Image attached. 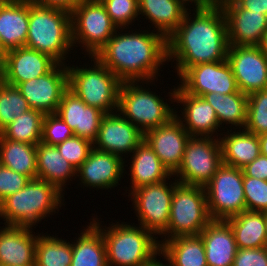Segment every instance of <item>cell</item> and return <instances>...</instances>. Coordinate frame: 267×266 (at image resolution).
I'll return each instance as SVG.
<instances>
[{
	"label": "cell",
	"instance_id": "cell-1",
	"mask_svg": "<svg viewBox=\"0 0 267 266\" xmlns=\"http://www.w3.org/2000/svg\"><path fill=\"white\" fill-rule=\"evenodd\" d=\"M191 11L193 15H190ZM228 48L222 7L191 8L178 28L167 37V62L175 61V72L179 77L188 67L225 61Z\"/></svg>",
	"mask_w": 267,
	"mask_h": 266
},
{
	"label": "cell",
	"instance_id": "cell-2",
	"mask_svg": "<svg viewBox=\"0 0 267 266\" xmlns=\"http://www.w3.org/2000/svg\"><path fill=\"white\" fill-rule=\"evenodd\" d=\"M134 30L117 29L95 56L121 81L158 80L167 63V38L149 28Z\"/></svg>",
	"mask_w": 267,
	"mask_h": 266
},
{
	"label": "cell",
	"instance_id": "cell-3",
	"mask_svg": "<svg viewBox=\"0 0 267 266\" xmlns=\"http://www.w3.org/2000/svg\"><path fill=\"white\" fill-rule=\"evenodd\" d=\"M91 219L103 235L108 266H144L156 256L162 257L159 239L142 226L115 221L106 227L97 216Z\"/></svg>",
	"mask_w": 267,
	"mask_h": 266
},
{
	"label": "cell",
	"instance_id": "cell-4",
	"mask_svg": "<svg viewBox=\"0 0 267 266\" xmlns=\"http://www.w3.org/2000/svg\"><path fill=\"white\" fill-rule=\"evenodd\" d=\"M63 196L53 184L40 178L30 179L21 190L0 202V219L5 221L4 225L33 228L65 206Z\"/></svg>",
	"mask_w": 267,
	"mask_h": 266
},
{
	"label": "cell",
	"instance_id": "cell-5",
	"mask_svg": "<svg viewBox=\"0 0 267 266\" xmlns=\"http://www.w3.org/2000/svg\"><path fill=\"white\" fill-rule=\"evenodd\" d=\"M25 46L49 55L59 64L67 65V54H71L73 50L71 13L29 2V27Z\"/></svg>",
	"mask_w": 267,
	"mask_h": 266
},
{
	"label": "cell",
	"instance_id": "cell-6",
	"mask_svg": "<svg viewBox=\"0 0 267 266\" xmlns=\"http://www.w3.org/2000/svg\"><path fill=\"white\" fill-rule=\"evenodd\" d=\"M88 57L91 59V66L84 63L85 67H78L77 64L76 67L75 64L71 67L67 64L68 88L86 105L105 114L116 112L122 81L96 56Z\"/></svg>",
	"mask_w": 267,
	"mask_h": 266
},
{
	"label": "cell",
	"instance_id": "cell-7",
	"mask_svg": "<svg viewBox=\"0 0 267 266\" xmlns=\"http://www.w3.org/2000/svg\"><path fill=\"white\" fill-rule=\"evenodd\" d=\"M154 81H122L119 91L117 112L143 133L175 117L176 108L148 88V85H155Z\"/></svg>",
	"mask_w": 267,
	"mask_h": 266
},
{
	"label": "cell",
	"instance_id": "cell-8",
	"mask_svg": "<svg viewBox=\"0 0 267 266\" xmlns=\"http://www.w3.org/2000/svg\"><path fill=\"white\" fill-rule=\"evenodd\" d=\"M211 221L204 187L178 183L174 187L168 228L159 241L199 235Z\"/></svg>",
	"mask_w": 267,
	"mask_h": 266
},
{
	"label": "cell",
	"instance_id": "cell-9",
	"mask_svg": "<svg viewBox=\"0 0 267 266\" xmlns=\"http://www.w3.org/2000/svg\"><path fill=\"white\" fill-rule=\"evenodd\" d=\"M117 29L100 0H81L71 12L73 49L78 44L85 55L95 56Z\"/></svg>",
	"mask_w": 267,
	"mask_h": 266
},
{
	"label": "cell",
	"instance_id": "cell-10",
	"mask_svg": "<svg viewBox=\"0 0 267 266\" xmlns=\"http://www.w3.org/2000/svg\"><path fill=\"white\" fill-rule=\"evenodd\" d=\"M222 164L219 138L191 136L173 177L181 184L204 187Z\"/></svg>",
	"mask_w": 267,
	"mask_h": 266
},
{
	"label": "cell",
	"instance_id": "cell-11",
	"mask_svg": "<svg viewBox=\"0 0 267 266\" xmlns=\"http://www.w3.org/2000/svg\"><path fill=\"white\" fill-rule=\"evenodd\" d=\"M171 175L167 180L138 187L128 197L133 202V210L138 224L155 236L160 237L168 228L174 187L179 183ZM168 184V180H170Z\"/></svg>",
	"mask_w": 267,
	"mask_h": 266
},
{
	"label": "cell",
	"instance_id": "cell-12",
	"mask_svg": "<svg viewBox=\"0 0 267 266\" xmlns=\"http://www.w3.org/2000/svg\"><path fill=\"white\" fill-rule=\"evenodd\" d=\"M204 189L212 220H226L246 210L242 169L222 164Z\"/></svg>",
	"mask_w": 267,
	"mask_h": 266
},
{
	"label": "cell",
	"instance_id": "cell-13",
	"mask_svg": "<svg viewBox=\"0 0 267 266\" xmlns=\"http://www.w3.org/2000/svg\"><path fill=\"white\" fill-rule=\"evenodd\" d=\"M180 78V79H179ZM177 84L186 93L201 97L208 93L231 94L239 89L227 60L188 67Z\"/></svg>",
	"mask_w": 267,
	"mask_h": 266
},
{
	"label": "cell",
	"instance_id": "cell-14",
	"mask_svg": "<svg viewBox=\"0 0 267 266\" xmlns=\"http://www.w3.org/2000/svg\"><path fill=\"white\" fill-rule=\"evenodd\" d=\"M173 87L172 89L171 86V90L167 93L168 97L170 96L168 99L171 101L170 104L175 102L179 105L180 103L183 107L180 108L181 116L178 111H175V117L191 136L218 138L221 134L218 132L225 131L221 129L216 112L208 102L202 97L184 92L178 85Z\"/></svg>",
	"mask_w": 267,
	"mask_h": 266
},
{
	"label": "cell",
	"instance_id": "cell-15",
	"mask_svg": "<svg viewBox=\"0 0 267 266\" xmlns=\"http://www.w3.org/2000/svg\"><path fill=\"white\" fill-rule=\"evenodd\" d=\"M30 109L44 114L56 113L63 93L68 89L67 65L57 63L47 74L16 86Z\"/></svg>",
	"mask_w": 267,
	"mask_h": 266
},
{
	"label": "cell",
	"instance_id": "cell-16",
	"mask_svg": "<svg viewBox=\"0 0 267 266\" xmlns=\"http://www.w3.org/2000/svg\"><path fill=\"white\" fill-rule=\"evenodd\" d=\"M244 94L267 89V58L259 46L229 45L226 59Z\"/></svg>",
	"mask_w": 267,
	"mask_h": 266
},
{
	"label": "cell",
	"instance_id": "cell-17",
	"mask_svg": "<svg viewBox=\"0 0 267 266\" xmlns=\"http://www.w3.org/2000/svg\"><path fill=\"white\" fill-rule=\"evenodd\" d=\"M143 140L144 133L116 111L103 116L93 147L125 161Z\"/></svg>",
	"mask_w": 267,
	"mask_h": 266
},
{
	"label": "cell",
	"instance_id": "cell-18",
	"mask_svg": "<svg viewBox=\"0 0 267 266\" xmlns=\"http://www.w3.org/2000/svg\"><path fill=\"white\" fill-rule=\"evenodd\" d=\"M229 45L259 46L267 31V15L241 8L234 0H221Z\"/></svg>",
	"mask_w": 267,
	"mask_h": 266
},
{
	"label": "cell",
	"instance_id": "cell-19",
	"mask_svg": "<svg viewBox=\"0 0 267 266\" xmlns=\"http://www.w3.org/2000/svg\"><path fill=\"white\" fill-rule=\"evenodd\" d=\"M125 161L121 157L92 148L87 159L76 170L80 187L92 190L113 189L126 173ZM125 172V174H123ZM122 177V178H121Z\"/></svg>",
	"mask_w": 267,
	"mask_h": 266
},
{
	"label": "cell",
	"instance_id": "cell-20",
	"mask_svg": "<svg viewBox=\"0 0 267 266\" xmlns=\"http://www.w3.org/2000/svg\"><path fill=\"white\" fill-rule=\"evenodd\" d=\"M190 137L177 117L144 133V140L171 175L178 170Z\"/></svg>",
	"mask_w": 267,
	"mask_h": 266
},
{
	"label": "cell",
	"instance_id": "cell-21",
	"mask_svg": "<svg viewBox=\"0 0 267 266\" xmlns=\"http://www.w3.org/2000/svg\"><path fill=\"white\" fill-rule=\"evenodd\" d=\"M57 62L49 55L26 46L4 54V82L17 86L47 74Z\"/></svg>",
	"mask_w": 267,
	"mask_h": 266
},
{
	"label": "cell",
	"instance_id": "cell-22",
	"mask_svg": "<svg viewBox=\"0 0 267 266\" xmlns=\"http://www.w3.org/2000/svg\"><path fill=\"white\" fill-rule=\"evenodd\" d=\"M56 114L73 130L74 136L96 140L100 123L105 113L86 105L69 88L63 93Z\"/></svg>",
	"mask_w": 267,
	"mask_h": 266
},
{
	"label": "cell",
	"instance_id": "cell-23",
	"mask_svg": "<svg viewBox=\"0 0 267 266\" xmlns=\"http://www.w3.org/2000/svg\"><path fill=\"white\" fill-rule=\"evenodd\" d=\"M32 227L0 226V266H33L36 242Z\"/></svg>",
	"mask_w": 267,
	"mask_h": 266
},
{
	"label": "cell",
	"instance_id": "cell-24",
	"mask_svg": "<svg viewBox=\"0 0 267 266\" xmlns=\"http://www.w3.org/2000/svg\"><path fill=\"white\" fill-rule=\"evenodd\" d=\"M28 27V0H0V39L3 54L25 46Z\"/></svg>",
	"mask_w": 267,
	"mask_h": 266
},
{
	"label": "cell",
	"instance_id": "cell-25",
	"mask_svg": "<svg viewBox=\"0 0 267 266\" xmlns=\"http://www.w3.org/2000/svg\"><path fill=\"white\" fill-rule=\"evenodd\" d=\"M199 235L204 243L207 266H233L238 247L226 220H212Z\"/></svg>",
	"mask_w": 267,
	"mask_h": 266
},
{
	"label": "cell",
	"instance_id": "cell-26",
	"mask_svg": "<svg viewBox=\"0 0 267 266\" xmlns=\"http://www.w3.org/2000/svg\"><path fill=\"white\" fill-rule=\"evenodd\" d=\"M131 155L129 159L131 162H128L131 164L126 165L127 161L125 160L124 165L125 167L129 166L128 169L130 170L128 173L131 181L128 190L130 193L138 187L157 184L171 176L145 140L138 145Z\"/></svg>",
	"mask_w": 267,
	"mask_h": 266
},
{
	"label": "cell",
	"instance_id": "cell-27",
	"mask_svg": "<svg viewBox=\"0 0 267 266\" xmlns=\"http://www.w3.org/2000/svg\"><path fill=\"white\" fill-rule=\"evenodd\" d=\"M182 0H138L139 15L152 23L153 30L169 37L181 24L186 8ZM155 27V28H154Z\"/></svg>",
	"mask_w": 267,
	"mask_h": 266
},
{
	"label": "cell",
	"instance_id": "cell-28",
	"mask_svg": "<svg viewBox=\"0 0 267 266\" xmlns=\"http://www.w3.org/2000/svg\"><path fill=\"white\" fill-rule=\"evenodd\" d=\"M234 130L227 129L219 136L222 163L242 169L261 154L259 136L245 129Z\"/></svg>",
	"mask_w": 267,
	"mask_h": 266
},
{
	"label": "cell",
	"instance_id": "cell-29",
	"mask_svg": "<svg viewBox=\"0 0 267 266\" xmlns=\"http://www.w3.org/2000/svg\"><path fill=\"white\" fill-rule=\"evenodd\" d=\"M36 158L37 178L53 184L64 193L68 181L76 178L74 166L61 156L57 146L41 141L36 145Z\"/></svg>",
	"mask_w": 267,
	"mask_h": 266
},
{
	"label": "cell",
	"instance_id": "cell-30",
	"mask_svg": "<svg viewBox=\"0 0 267 266\" xmlns=\"http://www.w3.org/2000/svg\"><path fill=\"white\" fill-rule=\"evenodd\" d=\"M159 243L160 254L171 266H207L205 247L200 235L179 236Z\"/></svg>",
	"mask_w": 267,
	"mask_h": 266
},
{
	"label": "cell",
	"instance_id": "cell-31",
	"mask_svg": "<svg viewBox=\"0 0 267 266\" xmlns=\"http://www.w3.org/2000/svg\"><path fill=\"white\" fill-rule=\"evenodd\" d=\"M73 241L71 266H108L103 235L91 221Z\"/></svg>",
	"mask_w": 267,
	"mask_h": 266
},
{
	"label": "cell",
	"instance_id": "cell-32",
	"mask_svg": "<svg viewBox=\"0 0 267 266\" xmlns=\"http://www.w3.org/2000/svg\"><path fill=\"white\" fill-rule=\"evenodd\" d=\"M226 221L233 230L238 249L267 246L265 212L244 210Z\"/></svg>",
	"mask_w": 267,
	"mask_h": 266
},
{
	"label": "cell",
	"instance_id": "cell-33",
	"mask_svg": "<svg viewBox=\"0 0 267 266\" xmlns=\"http://www.w3.org/2000/svg\"><path fill=\"white\" fill-rule=\"evenodd\" d=\"M216 112L219 125L231 124L229 128L244 129L247 122L248 95L239 90L231 94L208 93L201 96ZM223 125V126H222Z\"/></svg>",
	"mask_w": 267,
	"mask_h": 266
},
{
	"label": "cell",
	"instance_id": "cell-34",
	"mask_svg": "<svg viewBox=\"0 0 267 266\" xmlns=\"http://www.w3.org/2000/svg\"><path fill=\"white\" fill-rule=\"evenodd\" d=\"M36 145L8 140L0 135V164L27 176L37 178Z\"/></svg>",
	"mask_w": 267,
	"mask_h": 266
},
{
	"label": "cell",
	"instance_id": "cell-35",
	"mask_svg": "<svg viewBox=\"0 0 267 266\" xmlns=\"http://www.w3.org/2000/svg\"><path fill=\"white\" fill-rule=\"evenodd\" d=\"M45 234H39L38 232L35 265L71 266L72 243L56 235Z\"/></svg>",
	"mask_w": 267,
	"mask_h": 266
},
{
	"label": "cell",
	"instance_id": "cell-36",
	"mask_svg": "<svg viewBox=\"0 0 267 266\" xmlns=\"http://www.w3.org/2000/svg\"><path fill=\"white\" fill-rule=\"evenodd\" d=\"M44 115L39 110L30 109L6 126L0 135L8 140L37 145L41 141Z\"/></svg>",
	"mask_w": 267,
	"mask_h": 266
},
{
	"label": "cell",
	"instance_id": "cell-37",
	"mask_svg": "<svg viewBox=\"0 0 267 266\" xmlns=\"http://www.w3.org/2000/svg\"><path fill=\"white\" fill-rule=\"evenodd\" d=\"M28 110L30 107L19 89L3 82L0 85V132Z\"/></svg>",
	"mask_w": 267,
	"mask_h": 266
},
{
	"label": "cell",
	"instance_id": "cell-38",
	"mask_svg": "<svg viewBox=\"0 0 267 266\" xmlns=\"http://www.w3.org/2000/svg\"><path fill=\"white\" fill-rule=\"evenodd\" d=\"M245 130L257 136L267 134V89L248 95Z\"/></svg>",
	"mask_w": 267,
	"mask_h": 266
},
{
	"label": "cell",
	"instance_id": "cell-39",
	"mask_svg": "<svg viewBox=\"0 0 267 266\" xmlns=\"http://www.w3.org/2000/svg\"><path fill=\"white\" fill-rule=\"evenodd\" d=\"M118 29H129L139 19L138 0H100ZM139 16V17H138ZM139 18V19H138Z\"/></svg>",
	"mask_w": 267,
	"mask_h": 266
},
{
	"label": "cell",
	"instance_id": "cell-40",
	"mask_svg": "<svg viewBox=\"0 0 267 266\" xmlns=\"http://www.w3.org/2000/svg\"><path fill=\"white\" fill-rule=\"evenodd\" d=\"M246 210L267 212V181L248 177L243 173Z\"/></svg>",
	"mask_w": 267,
	"mask_h": 266
},
{
	"label": "cell",
	"instance_id": "cell-41",
	"mask_svg": "<svg viewBox=\"0 0 267 266\" xmlns=\"http://www.w3.org/2000/svg\"><path fill=\"white\" fill-rule=\"evenodd\" d=\"M73 136V130L58 114L51 113L44 115L41 142L56 146Z\"/></svg>",
	"mask_w": 267,
	"mask_h": 266
},
{
	"label": "cell",
	"instance_id": "cell-42",
	"mask_svg": "<svg viewBox=\"0 0 267 266\" xmlns=\"http://www.w3.org/2000/svg\"><path fill=\"white\" fill-rule=\"evenodd\" d=\"M56 146L61 156L77 170L87 159L93 148V143L79 136H73Z\"/></svg>",
	"mask_w": 267,
	"mask_h": 266
},
{
	"label": "cell",
	"instance_id": "cell-43",
	"mask_svg": "<svg viewBox=\"0 0 267 266\" xmlns=\"http://www.w3.org/2000/svg\"><path fill=\"white\" fill-rule=\"evenodd\" d=\"M30 179L0 164V202L21 190Z\"/></svg>",
	"mask_w": 267,
	"mask_h": 266
},
{
	"label": "cell",
	"instance_id": "cell-44",
	"mask_svg": "<svg viewBox=\"0 0 267 266\" xmlns=\"http://www.w3.org/2000/svg\"><path fill=\"white\" fill-rule=\"evenodd\" d=\"M233 266H267V246L238 249Z\"/></svg>",
	"mask_w": 267,
	"mask_h": 266
},
{
	"label": "cell",
	"instance_id": "cell-45",
	"mask_svg": "<svg viewBox=\"0 0 267 266\" xmlns=\"http://www.w3.org/2000/svg\"><path fill=\"white\" fill-rule=\"evenodd\" d=\"M248 177H254L267 181V156L260 154L251 163L242 168Z\"/></svg>",
	"mask_w": 267,
	"mask_h": 266
},
{
	"label": "cell",
	"instance_id": "cell-46",
	"mask_svg": "<svg viewBox=\"0 0 267 266\" xmlns=\"http://www.w3.org/2000/svg\"><path fill=\"white\" fill-rule=\"evenodd\" d=\"M28 1L30 3L39 6L59 8L71 13L81 0H28Z\"/></svg>",
	"mask_w": 267,
	"mask_h": 266
},
{
	"label": "cell",
	"instance_id": "cell-47",
	"mask_svg": "<svg viewBox=\"0 0 267 266\" xmlns=\"http://www.w3.org/2000/svg\"><path fill=\"white\" fill-rule=\"evenodd\" d=\"M241 8L267 15L266 0H234Z\"/></svg>",
	"mask_w": 267,
	"mask_h": 266
},
{
	"label": "cell",
	"instance_id": "cell-48",
	"mask_svg": "<svg viewBox=\"0 0 267 266\" xmlns=\"http://www.w3.org/2000/svg\"><path fill=\"white\" fill-rule=\"evenodd\" d=\"M187 7L191 8L190 5H193V9L195 8H215L220 6L221 0H182ZM191 2V3H190ZM190 3V5H189ZM195 6V7H194Z\"/></svg>",
	"mask_w": 267,
	"mask_h": 266
},
{
	"label": "cell",
	"instance_id": "cell-49",
	"mask_svg": "<svg viewBox=\"0 0 267 266\" xmlns=\"http://www.w3.org/2000/svg\"><path fill=\"white\" fill-rule=\"evenodd\" d=\"M261 154L267 156V134L259 136Z\"/></svg>",
	"mask_w": 267,
	"mask_h": 266
},
{
	"label": "cell",
	"instance_id": "cell-50",
	"mask_svg": "<svg viewBox=\"0 0 267 266\" xmlns=\"http://www.w3.org/2000/svg\"><path fill=\"white\" fill-rule=\"evenodd\" d=\"M158 256H156L152 261H150L149 263L145 264L144 266H171L169 264V262L164 258L162 257L166 263L164 264L162 261H160L158 258Z\"/></svg>",
	"mask_w": 267,
	"mask_h": 266
},
{
	"label": "cell",
	"instance_id": "cell-51",
	"mask_svg": "<svg viewBox=\"0 0 267 266\" xmlns=\"http://www.w3.org/2000/svg\"><path fill=\"white\" fill-rule=\"evenodd\" d=\"M259 47L263 54L267 58V31L264 33L261 43L259 44Z\"/></svg>",
	"mask_w": 267,
	"mask_h": 266
},
{
	"label": "cell",
	"instance_id": "cell-52",
	"mask_svg": "<svg viewBox=\"0 0 267 266\" xmlns=\"http://www.w3.org/2000/svg\"><path fill=\"white\" fill-rule=\"evenodd\" d=\"M4 82V54L0 52V85Z\"/></svg>",
	"mask_w": 267,
	"mask_h": 266
},
{
	"label": "cell",
	"instance_id": "cell-53",
	"mask_svg": "<svg viewBox=\"0 0 267 266\" xmlns=\"http://www.w3.org/2000/svg\"><path fill=\"white\" fill-rule=\"evenodd\" d=\"M265 221H266V237H267V212H265Z\"/></svg>",
	"mask_w": 267,
	"mask_h": 266
},
{
	"label": "cell",
	"instance_id": "cell-54",
	"mask_svg": "<svg viewBox=\"0 0 267 266\" xmlns=\"http://www.w3.org/2000/svg\"><path fill=\"white\" fill-rule=\"evenodd\" d=\"M0 52H2V42H1V39H0Z\"/></svg>",
	"mask_w": 267,
	"mask_h": 266
}]
</instances>
